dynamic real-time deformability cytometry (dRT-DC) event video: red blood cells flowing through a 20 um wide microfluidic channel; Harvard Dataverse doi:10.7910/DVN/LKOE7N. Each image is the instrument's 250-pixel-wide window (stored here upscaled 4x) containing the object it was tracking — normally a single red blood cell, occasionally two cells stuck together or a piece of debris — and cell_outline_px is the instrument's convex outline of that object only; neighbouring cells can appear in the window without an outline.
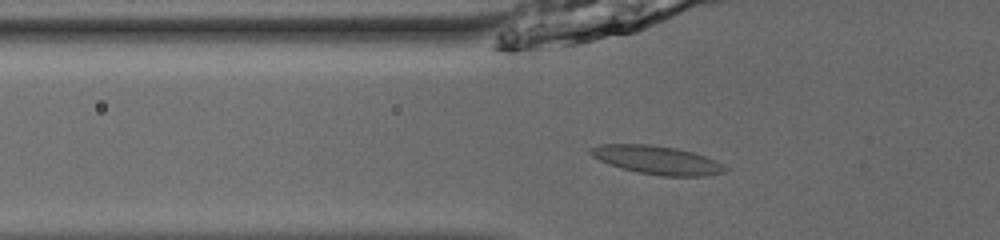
{"species": "common noctule bat (a hibernating species)", "species_latin": "Nyctalus noctula", "temperature_condition": "room temperature", "stored_images_in_passage": 53, "camera_frame_rate_fps": 3000, "um_per_image_px": 0.085, "animal": {"sex": "male", "body_mass_g": 13.0, "forearm_length_mm": 53.1}, "frame": {"image": 1, "passage_image": 20, "time_ms": 6.333, "image_size_px": [1000, 240], "cell_outline_px": [[728, 168], [724, 172], [704, 176], [664, 176], [636, 172], [620, 168], [608, 164], [592, 156], [588, 152], [588, 148], [600, 144], [648, 144], [676, 148], [692, 152], [716, 160], [724, 164]], "centroid_in_image_um": [55.82, 13.6], "position_along_channel_um": 70.0, "area_um2": 22.43}}
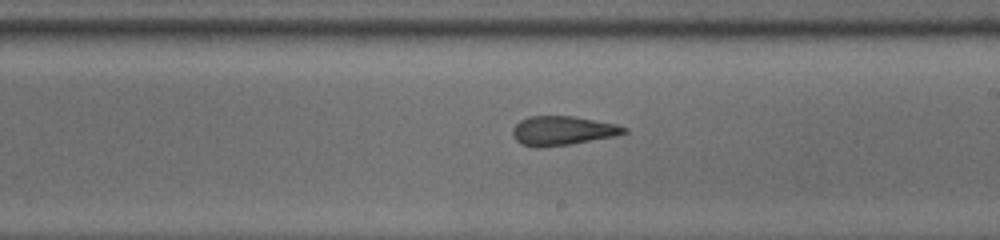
{"frame": {"image": 2, "passage_image": 33, "time_ms": 10.667, "image_size_px": [1000, 240], "cell_outline_px": [[628, 132], [612, 136], [572, 144], [540, 148], [536, 148], [520, 144], [512, 136], [512, 128], [520, 120], [528, 116], [572, 116], [616, 124], [628, 128]], "centroid_in_image_um": [47.76, 11.11], "position_along_channel_um": 241.2, "area_um2": 19.02}}
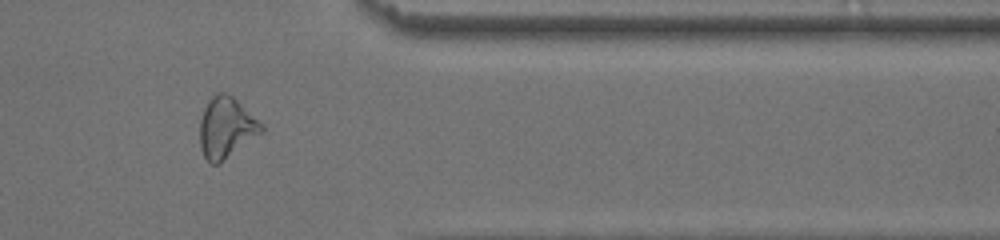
{"frame": {"image": 3, "passage_image": 45, "time_ms": 14.667, "image_size_px": [1000, 240], "cell_outline_px": [[264, 132], [220, 164], [212, 164], [204, 156], [200, 144], [200, 120], [204, 108], [208, 100], [216, 92], [224, 92], [232, 96], [264, 124]], "centroid_in_image_um": [19.26, 10.86], "position_along_channel_um": 392.1, "area_um2": 22.08}, "authors_computed_cell_mechanics": {"area_um2": 20.9814, "velocity_mm_per_s": 3.9595, "shape_relaxation_time_tau1_ms": null, "shape_relaxation_time_tau2_ms": 1.7574, "deformation_change_tau1": null, "deformation_change_tau2": 0.1199}}